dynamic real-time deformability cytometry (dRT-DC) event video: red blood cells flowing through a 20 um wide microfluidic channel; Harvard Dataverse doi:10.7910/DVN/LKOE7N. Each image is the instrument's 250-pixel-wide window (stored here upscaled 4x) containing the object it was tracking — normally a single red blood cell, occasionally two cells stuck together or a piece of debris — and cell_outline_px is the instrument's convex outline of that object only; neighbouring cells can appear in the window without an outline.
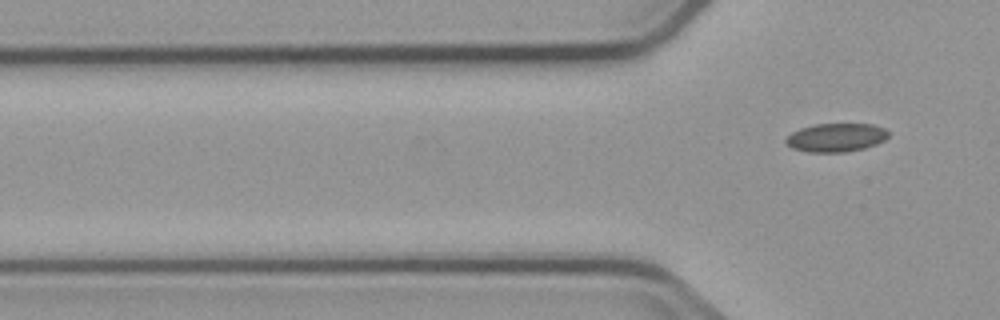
{"species": "common noctule bat (a hibernating species)", "species_latin": "Nyctalus noctula", "temperature_condition": "cold", "stored_images_in_passage": 4, "camera_frame_rate_fps": 3000, "um_per_image_px": 0.085, "animal": {"sex": "male", "body_mass_g": 23.1, "forearm_length_mm": 52.7}, "frame": {"image": 1, "passage_image": 4, "time_ms": 4.0, "image_size_px": [1000, 320], "cell_outline_px": [[888, 136], [884, 140], [876, 144], [864, 148], [844, 152], [808, 152], [792, 148], [784, 140], [792, 132], [800, 128], [812, 124], [872, 124], [884, 128], [888, 132]], "centroid_in_image_um": [71.05, 11.68], "position_along_channel_um": 54.7, "area_um2": 16.99}}